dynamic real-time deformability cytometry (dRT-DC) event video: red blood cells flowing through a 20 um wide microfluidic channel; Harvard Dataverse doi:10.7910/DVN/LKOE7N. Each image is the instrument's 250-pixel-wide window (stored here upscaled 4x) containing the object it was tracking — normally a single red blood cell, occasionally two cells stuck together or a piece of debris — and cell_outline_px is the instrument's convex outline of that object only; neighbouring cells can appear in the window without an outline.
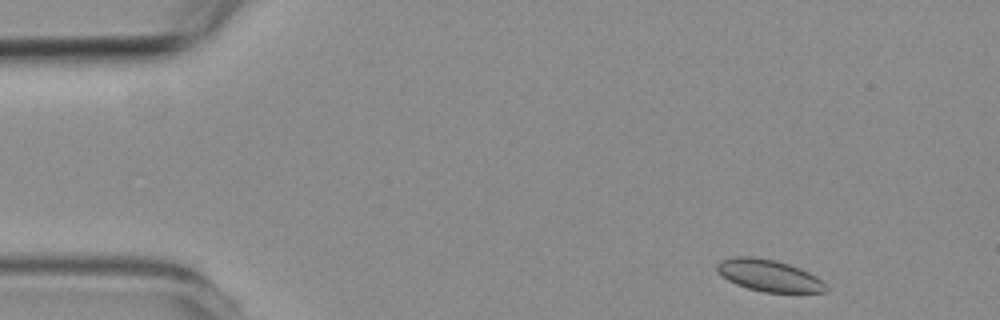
{"species": "common noctule bat (a hibernating species)", "species_latin": "Nyctalus noctula", "temperature_condition": "room temperature", "stored_images_in_passage": 6, "camera_frame_rate_fps": 3000, "um_per_image_px": 0.085, "animal": {"sex": "female", "body_mass_g": 19.3, "forearm_length_mm": 54.1}, "frame": {"image": 1, "passage_image": 1, "time_ms": 0.0, "image_size_px": [1000, 320], "cell_outline_px": [[828, 292], [764, 292], [748, 288], [736, 284], [728, 280], [716, 268], [716, 264], [720, 260], [736, 256], [752, 256], [776, 260], [800, 268], [824, 280], [828, 284]], "centroid_in_image_um": [65.41, 23.41], "position_along_channel_um": 19.6, "area_um2": 20.23}}
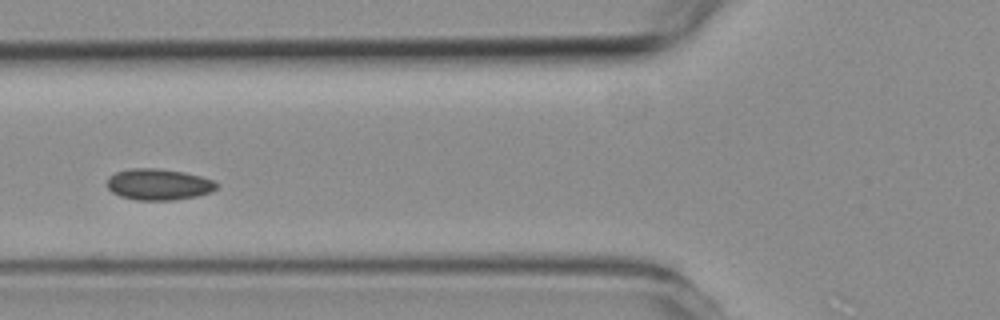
{"frame": {"image": 2, "passage_image": 5, "time_ms": 4.667, "image_size_px": [1000, 320], "cell_outline_px": [[220, 184], [212, 192], [196, 196], [172, 200], [136, 200], [120, 196], [112, 192], [108, 188], [108, 176], [116, 172], [132, 168], [156, 168], [184, 172], [200, 176], [212, 180]], "centroid_in_image_um": [13.48, 15.67], "position_along_channel_um": 112.3, "area_um2": 19.94}}
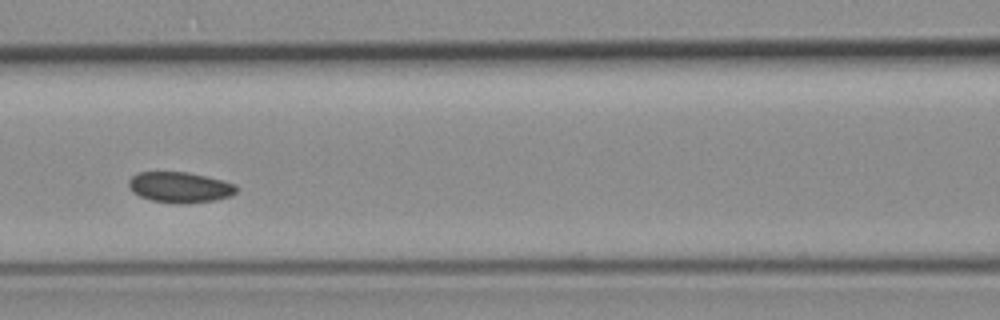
{"frame": {"image": 3, "passage_image": 6, "time_ms": 5.667, "image_size_px": [1000, 320], "cell_outline_px": [[240, 188], [232, 196], [212, 200], [180, 204], [176, 204], [152, 200], [140, 196], [132, 192], [128, 188], [128, 180], [136, 172], [188, 172], [208, 176], [224, 180], [236, 184]], "centroid_in_image_um": [15.3, 15.91], "position_along_channel_um": 151.3, "area_um2": 19.54}}